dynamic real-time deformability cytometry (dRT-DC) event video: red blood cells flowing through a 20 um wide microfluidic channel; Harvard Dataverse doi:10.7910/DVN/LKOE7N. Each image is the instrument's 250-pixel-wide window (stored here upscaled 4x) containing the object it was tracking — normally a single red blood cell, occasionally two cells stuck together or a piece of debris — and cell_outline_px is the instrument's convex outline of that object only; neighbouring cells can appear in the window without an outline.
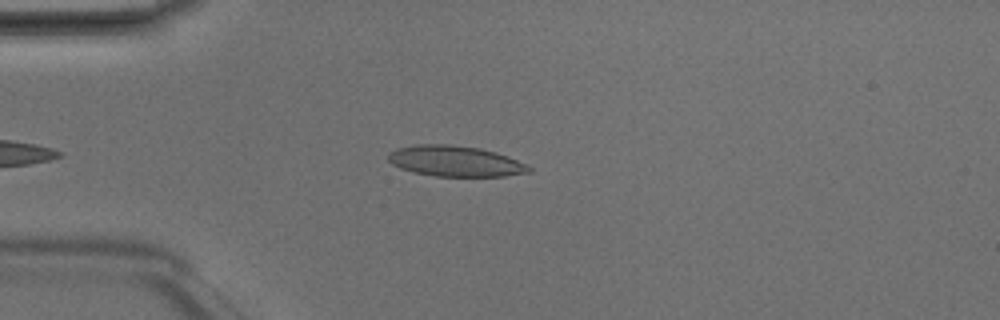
{"species": "Egyptian fruit bat (a non-hibernating species)", "species_latin": "Rousettus aegyptiacus", "temperature_condition": "room temperature", "stored_images_in_passage": 1, "camera_frame_rate_fps": 3000, "um_per_image_px": 0.085, "animal": {"sex": "male"}, "frame": {"image": 1, "passage_image": 1, "time_ms": 0.0, "image_size_px": [1000, 320], "cell_outline_px": [[532, 172], [504, 176], [436, 176], [412, 172], [400, 168], [392, 164], [388, 160], [388, 152], [396, 148], [416, 144], [448, 144], [480, 148], [496, 152], [508, 156], [528, 164], [532, 168]], "centroid_in_image_um": [38.7, 13.69], "position_along_channel_um": 46.3, "area_um2": 25.43}}